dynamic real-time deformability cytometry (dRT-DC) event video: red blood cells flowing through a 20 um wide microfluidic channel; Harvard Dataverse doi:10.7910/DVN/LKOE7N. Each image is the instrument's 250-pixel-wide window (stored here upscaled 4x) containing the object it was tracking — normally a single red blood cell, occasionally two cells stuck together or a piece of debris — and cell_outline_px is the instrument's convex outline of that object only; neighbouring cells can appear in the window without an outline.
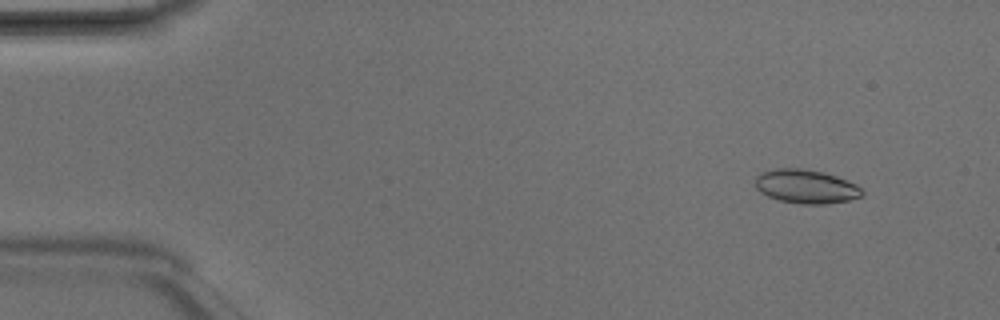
{"species": "Egyptian fruit bat (a non-hibernating species)", "species_latin": "Rousettus aegyptiacus", "temperature_condition": "room temperature", "stored_images_in_passage": 6, "camera_frame_rate_fps": 3000, "um_per_image_px": 0.085, "animal": {"sex": "male"}, "frame": {"image": 1, "passage_image": 2, "time_ms": 0.333, "image_size_px": [1000, 320], "cell_outline_px": [[864, 196], [848, 200], [824, 204], [800, 204], [780, 200], [768, 196], [760, 192], [756, 188], [756, 176], [760, 172], [776, 168], [800, 168], [824, 172], [848, 180], [856, 184], [864, 192]], "centroid_in_image_um": [68.52, 15.84], "position_along_channel_um": 16.5, "area_um2": 21.15}}
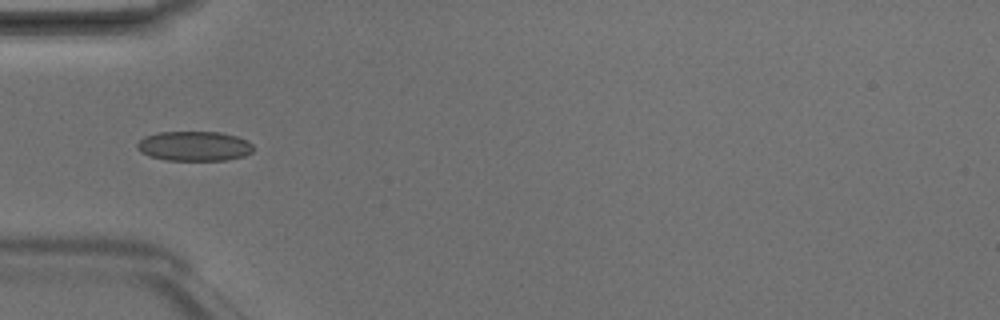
{"frame": {"image": 2, "passage_image": 5, "time_ms": 1.333, "image_size_px": [1000, 320], "cell_outline_px": [[252, 152], [244, 156], [228, 160], [168, 160], [148, 156], [140, 152], [136, 148], [136, 144], [144, 136], [160, 132], [220, 132], [236, 136], [248, 140], [252, 144]], "centroid_in_image_um": [16.5, 12.42], "position_along_channel_um": 68.5, "area_um2": 20.23}}